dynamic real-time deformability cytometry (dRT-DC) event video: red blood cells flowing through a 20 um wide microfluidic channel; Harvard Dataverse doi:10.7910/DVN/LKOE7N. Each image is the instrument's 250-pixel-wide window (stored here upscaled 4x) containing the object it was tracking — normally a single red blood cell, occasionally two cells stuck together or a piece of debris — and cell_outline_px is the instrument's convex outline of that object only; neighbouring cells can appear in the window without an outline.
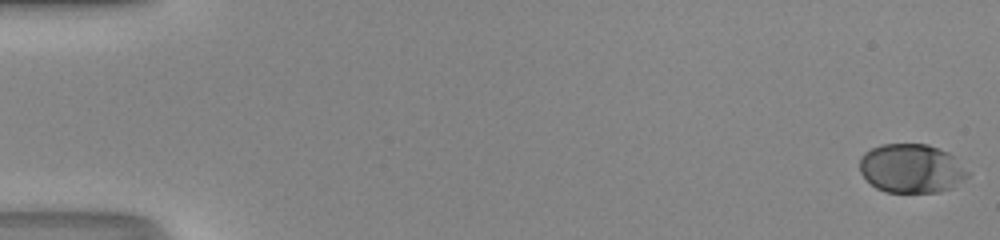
{"species": "human", "species_latin": "Homo sapiens", "temperature_condition": "room temperature", "stored_images_in_passage": 51, "camera_frame_rate_fps": 3000, "um_per_image_px": 0.085, "donor": {"sex": "male"}, "frame": {"image": 1, "passage_image": 1, "time_ms": 0.0, "image_size_px": [1000, 240], "cell_outline_px": [[972, 172], [968, 176], [952, 188], [940, 192], [884, 192], [876, 188], [860, 172], [860, 156], [864, 152], [872, 148], [884, 144], [928, 144], [948, 152]], "centroid_in_image_um": [77.5, 14.32], "position_along_channel_um": 7.5, "area_um2": 30.98}}
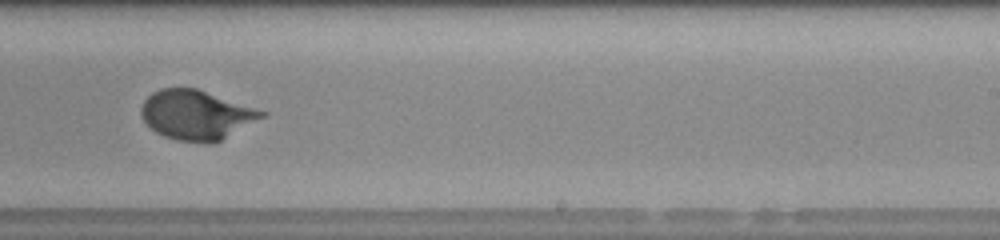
{"frame": {"image": 2, "passage_image": 33, "time_ms": 10.667, "image_size_px": [1000, 240], "cell_outline_px": [[268, 116], [212, 144], [208, 144], [176, 140], [164, 136], [156, 132], [144, 120], [140, 112], [140, 108], [144, 100], [152, 92], [160, 88], [196, 88], [268, 112]], "centroid_in_image_um": [16.71, 9.77], "position_along_channel_um": 272.3, "area_um2": 34.91}}
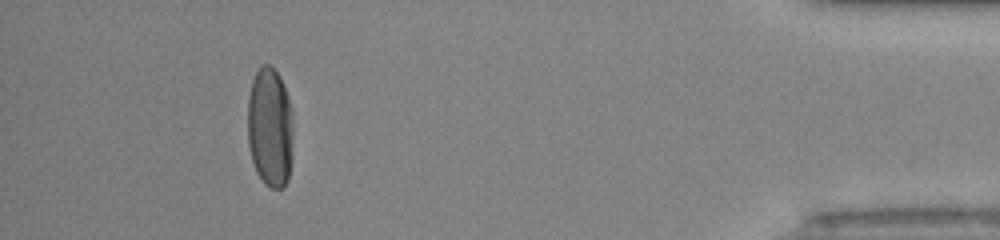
{"frame": {"image": 3, "passage_image": 47, "time_ms": 15.333, "image_size_px": [1000, 240], "cell_outline_px": [[292, 156], [288, 180], [284, 188], [272, 188], [264, 184], [256, 172], [252, 160], [248, 144], [248, 96], [252, 80], [260, 64], [268, 64], [276, 72], [288, 96], [292, 112]], "centroid_in_image_um": [22.95, 10.86], "position_along_channel_um": 412.3, "area_um2": 32.08}, "authors_computed_cell_mechanics": {"area_um2": 32.3102, "velocity_mm_per_s": 4.2199, "shape_relaxation_time_tau1_ms": 3.0584, "shape_relaxation_time_tau2_ms": null, "deformation_change_tau1": 0.1558, "deformation_change_tau2": null}}